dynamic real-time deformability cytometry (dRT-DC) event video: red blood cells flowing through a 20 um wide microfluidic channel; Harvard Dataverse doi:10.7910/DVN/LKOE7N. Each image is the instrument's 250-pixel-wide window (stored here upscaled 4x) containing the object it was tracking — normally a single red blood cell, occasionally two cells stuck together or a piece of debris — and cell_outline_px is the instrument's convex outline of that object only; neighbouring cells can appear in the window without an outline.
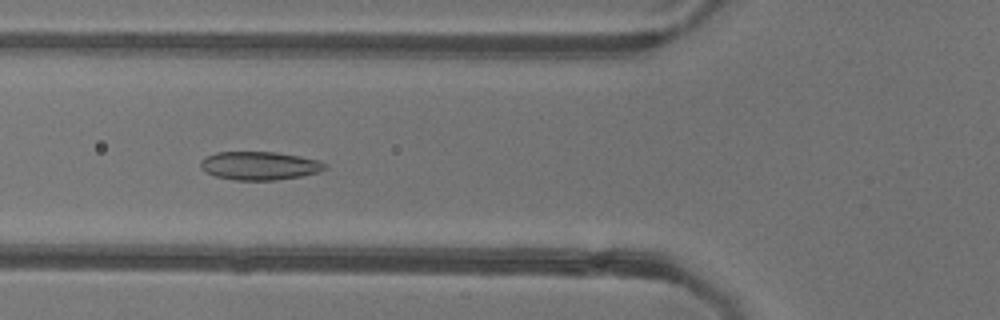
{"species": "common noctule bat (a hibernating species)", "species_latin": "Nyctalus noctula", "temperature_condition": "warm", "stored_images_in_passage": 48, "camera_frame_rate_fps": 3000, "um_per_image_px": 0.085, "animal": {"sex": "female"}, "frame": {"image": 1, "passage_image": 15, "time_ms": 4.667, "image_size_px": [1000, 320], "cell_outline_px": [[328, 168], [320, 172], [300, 176], [276, 180], [236, 180], [216, 176], [200, 168], [200, 160], [216, 152], [276, 152], [300, 156], [316, 160], [328, 164]], "centroid_in_image_um": [22.09, 14.08], "position_along_channel_um": 103.7, "area_um2": 20.52}}
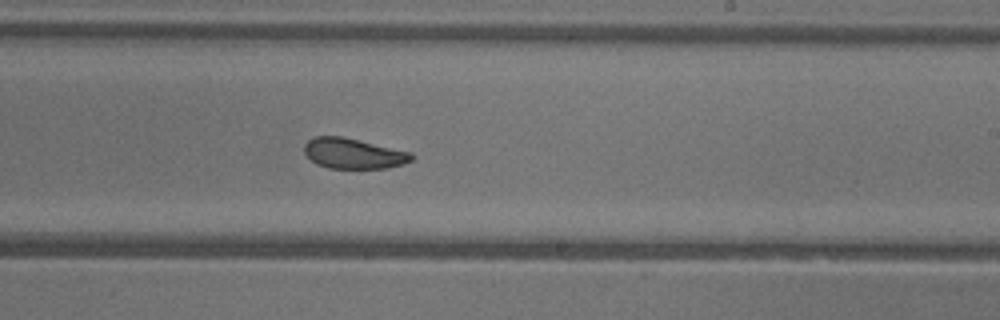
{"frame": {"image": 2, "passage_image": 27, "time_ms": 8.667, "image_size_px": [1000, 320], "cell_outline_px": [[416, 156], [412, 160], [404, 164], [388, 168], [328, 168], [316, 164], [304, 152], [304, 144], [308, 140], [316, 136], [344, 136], [412, 152]], "centroid_in_image_um": [30.08, 13.04], "position_along_channel_um": 258.9, "area_um2": 19.25}}
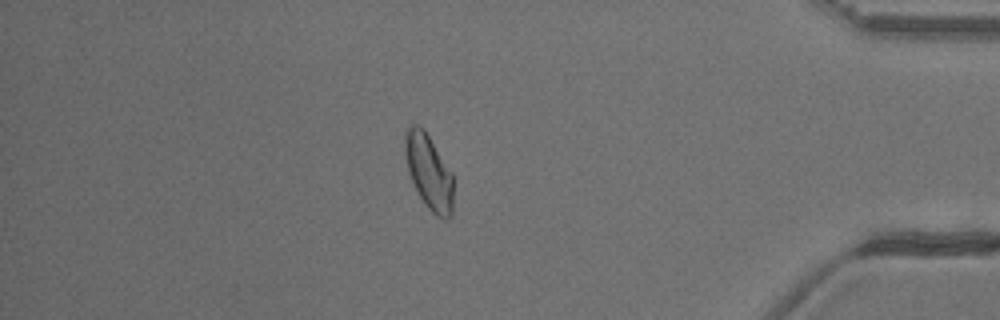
{"frame": {"image": 3, "passage_image": 41, "time_ms": 13.333, "image_size_px": [1000, 320], "cell_outline_px": [[452, 216], [444, 220], [436, 216], [428, 208], [420, 196], [408, 172], [404, 152], [404, 132], [408, 124], [420, 124], [424, 128], [452, 172]], "centroid_in_image_um": [36.43, 14.55], "position_along_channel_um": 398.8, "area_um2": 21.33}, "authors_computed_cell_mechanics": {"area_um2": 20.7791, "velocity_mm_per_s": 3.8755, "shape_relaxation_time_tau1_ms": 6.285, "shape_relaxation_time_tau2_ms": 2.3483, "deformation_change_tau1": 0.1324, "deformation_change_tau2": 0.0642}}